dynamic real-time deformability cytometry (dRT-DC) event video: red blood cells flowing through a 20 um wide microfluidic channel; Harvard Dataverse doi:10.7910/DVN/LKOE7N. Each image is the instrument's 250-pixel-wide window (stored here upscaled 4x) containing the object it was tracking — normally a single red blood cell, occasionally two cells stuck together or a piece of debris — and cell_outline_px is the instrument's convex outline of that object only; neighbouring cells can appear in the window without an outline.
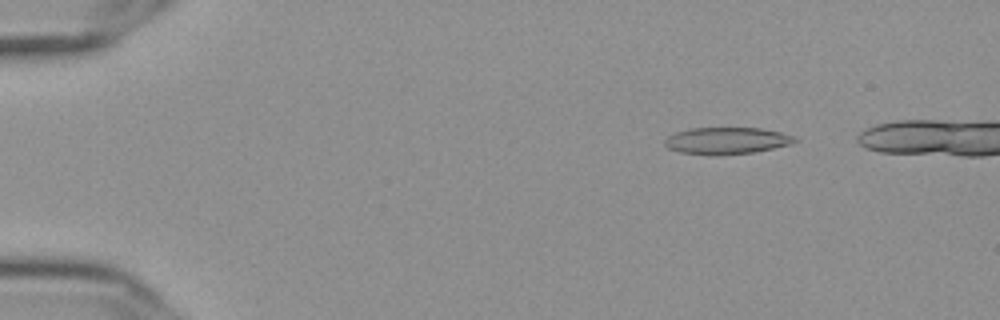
{"species": "Egyptian fruit bat (a non-hibernating species)", "species_latin": "Rousettus aegyptiacus", "temperature_condition": "cold", "stored_images_in_passage": 51, "camera_frame_rate_fps": 3000, "um_per_image_px": 0.085, "frame": {"image": 1, "passage_image": 8, "time_ms": 2.333, "image_size_px": [1000, 320], "cell_outline_px": [[800, 140], [788, 144], [772, 148], [752, 152], [680, 152], [668, 148], [664, 144], [664, 140], [668, 136], [676, 132], [692, 128], [760, 128], [780, 132], [796, 136]], "centroid_in_image_um": [61.8, 11.9], "position_along_channel_um": 23.2, "area_um2": 19.25}}
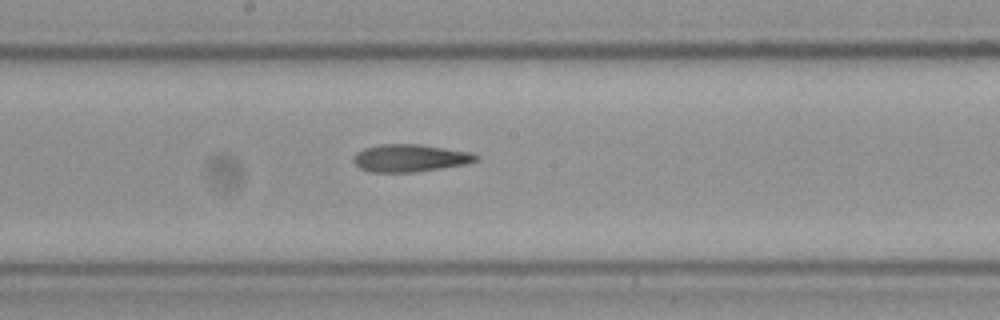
{"frame": {"image": 2, "passage_image": 31, "time_ms": 10.0, "image_size_px": [1000, 320], "cell_outline_px": [[480, 156], [476, 160], [464, 164], [440, 168], [412, 172], [372, 172], [360, 168], [352, 160], [352, 156], [356, 152], [364, 148], [380, 144], [420, 144], [468, 152]], "centroid_in_image_um": [34.78, 13.43], "position_along_channel_um": 213.4, "area_um2": 19.42}}
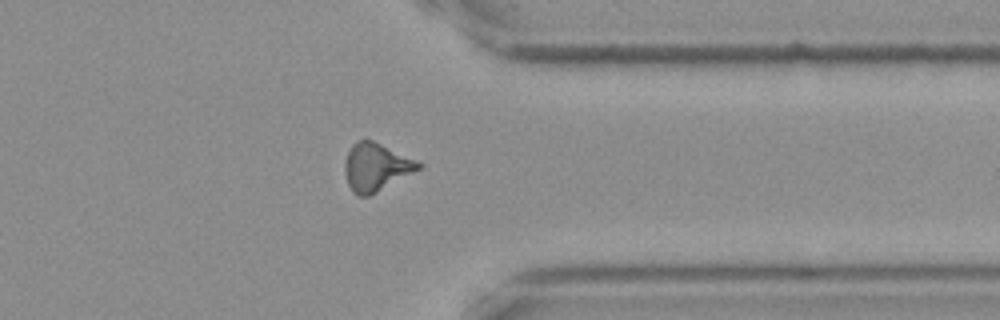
{"frame": {"image": 3, "passage_image": 45, "time_ms": 14.667, "image_size_px": [1000, 320], "cell_outline_px": [[424, 164], [420, 168], [368, 196], [356, 196], [352, 192], [348, 184], [344, 172], [344, 164], [348, 152], [352, 144], [356, 140], [372, 140], [416, 160]], "centroid_in_image_um": [31.91, 14.2], "position_along_channel_um": 379.5, "area_um2": 20.17}}